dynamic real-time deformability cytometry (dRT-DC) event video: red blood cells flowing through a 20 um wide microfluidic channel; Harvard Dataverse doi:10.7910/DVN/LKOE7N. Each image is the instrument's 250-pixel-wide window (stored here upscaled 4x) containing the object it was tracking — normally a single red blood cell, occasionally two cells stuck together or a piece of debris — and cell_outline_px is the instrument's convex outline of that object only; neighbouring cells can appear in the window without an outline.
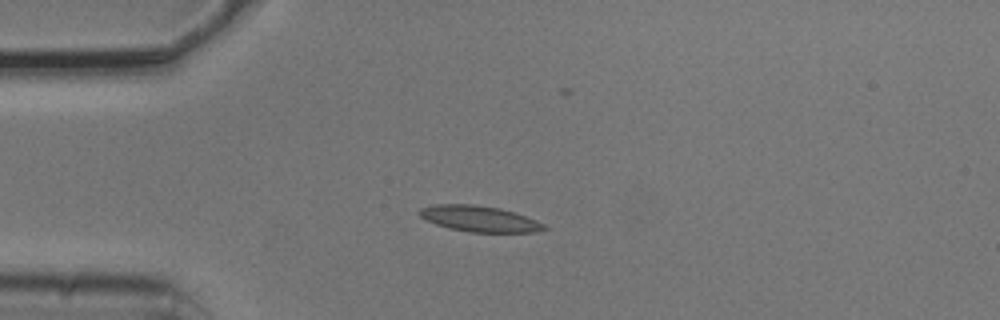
{"species": "common noctule bat (a hibernating species)", "species_latin": "Nyctalus noctula", "temperature_condition": "cold", "stored_images_in_passage": 6, "camera_frame_rate_fps": 3000, "um_per_image_px": 0.085, "animal": {"sex": "male", "body_mass_g": 20.5, "forearm_length_mm": 52.5}, "frame": {"image": 1, "passage_image": 3, "time_ms": 0.667, "image_size_px": [1000, 320], "cell_outline_px": [[548, 228], [536, 232], [468, 232], [448, 228], [424, 220], [420, 216], [420, 208], [432, 204], [472, 204], [500, 208], [516, 212], [536, 220], [544, 224]], "centroid_in_image_um": [40.74, 18.59], "position_along_channel_um": 44.3, "area_um2": 18.96}}
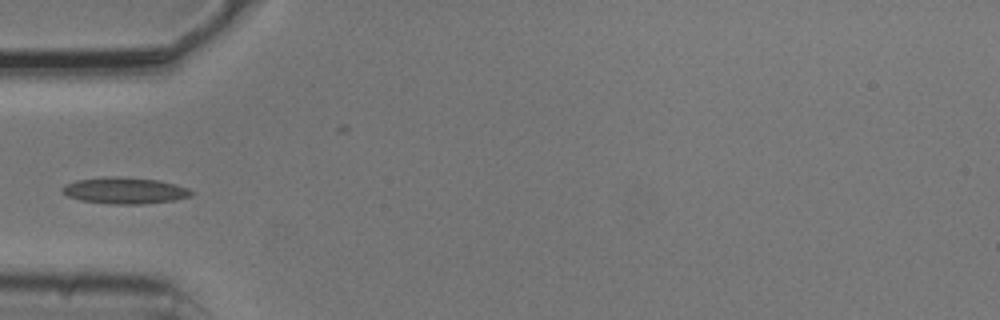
{"frame": {"image": 2, "passage_image": 4, "time_ms": 1.0, "image_size_px": [1000, 320], "cell_outline_px": [[196, 192], [192, 196], [172, 200], [140, 204], [112, 204], [80, 200], [68, 196], [60, 188], [64, 184], [76, 180], [108, 176], [120, 176], [160, 180], [176, 184], [188, 188]], "centroid_in_image_um": [10.62, 16.18], "position_along_channel_um": 74.4, "area_um2": 20.0}}
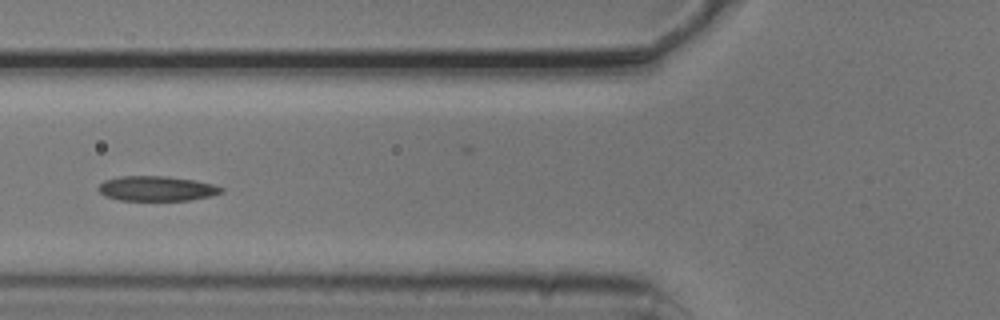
{"frame": {"image": 3, "passage_image": 5, "time_ms": 1.333, "image_size_px": [1000, 320], "cell_outline_px": [[224, 192], [212, 196], [188, 200], [120, 200], [104, 196], [96, 188], [104, 180], [120, 176], [168, 176], [196, 180], [212, 184], [224, 188]], "centroid_in_image_um": [13.32, 16.02], "position_along_channel_um": 112.5, "area_um2": 17.98}}